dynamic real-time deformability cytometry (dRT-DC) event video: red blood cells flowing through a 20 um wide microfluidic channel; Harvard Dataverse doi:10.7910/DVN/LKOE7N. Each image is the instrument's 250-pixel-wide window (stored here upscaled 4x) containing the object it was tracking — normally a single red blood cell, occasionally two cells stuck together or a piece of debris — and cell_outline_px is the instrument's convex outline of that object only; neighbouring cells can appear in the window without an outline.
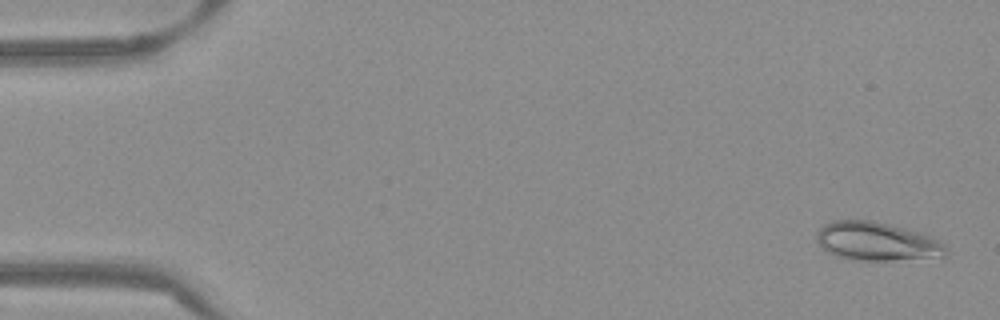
{"species": "Egyptian fruit bat (a non-hibernating species)", "species_latin": "Rousettus aegyptiacus", "temperature_condition": "warm", "stored_images_in_passage": 53, "camera_frame_rate_fps": 3000, "um_per_image_px": 0.085, "frame": {"image": 1, "passage_image": 2, "time_ms": 0.333, "image_size_px": [1000, 320], "cell_outline_px": [[948, 252], [944, 256], [888, 260], [864, 260], [836, 256], [828, 252], [816, 240], [816, 232], [824, 224], [832, 220], [872, 220], [932, 236], [940, 240], [948, 248]], "centroid_in_image_um": [74.52, 20.51], "position_along_channel_um": 10.5, "area_um2": 28.73}}
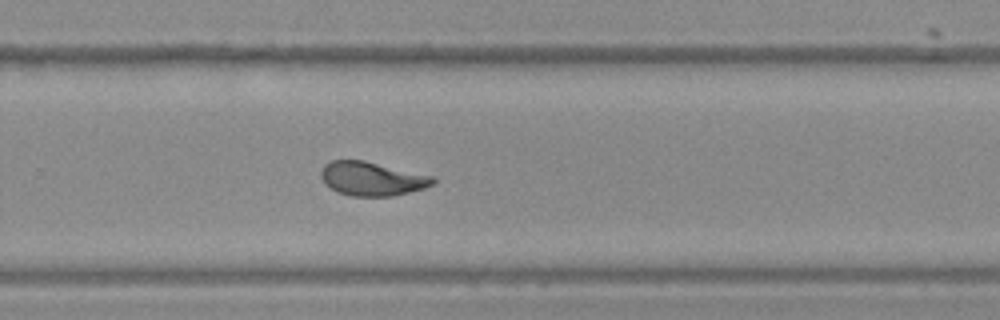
{"frame": {"image": 2, "passage_image": 35, "time_ms": 11.333, "image_size_px": [1000, 320], "cell_outline_px": [[436, 180], [432, 184], [424, 188], [392, 196], [352, 196], [336, 192], [324, 184], [320, 176], [320, 172], [324, 164], [332, 160], [364, 160], [432, 176]], "centroid_in_image_um": [31.56, 15.19], "position_along_channel_um": 298.2, "area_um2": 22.08}}
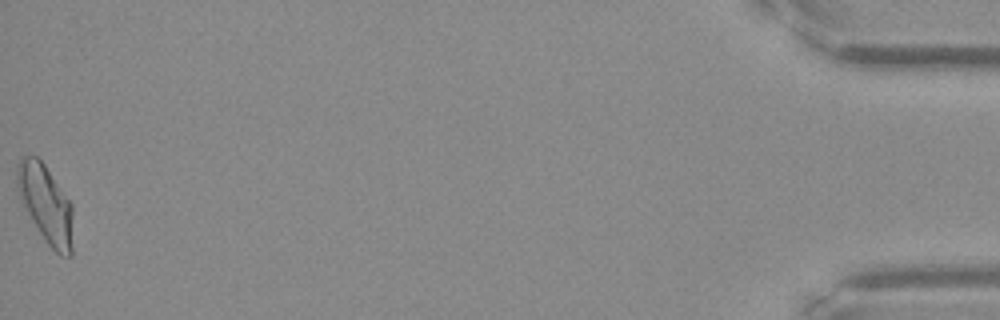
{"frame": {"image": 3, "passage_image": 53, "time_ms": 17.333, "image_size_px": [1000, 320], "cell_outline_px": [[72, 256], [60, 256], [44, 240], [20, 204], [16, 192], [16, 164], [20, 156], [36, 156], [44, 164], [72, 204]], "centroid_in_image_um": [3.83, 17.33], "position_along_channel_um": 431.4, "area_um2": 25.95}, "authors_computed_cell_mechanics": {"area_um2": 22.7154, "velocity_mm_per_s": 3.8518, "shape_relaxation_time_tau1_ms": 4.5913, "shape_relaxation_time_tau2_ms": 1.0394, "deformation_change_tau1": 0.1547, "deformation_change_tau2": 0.0694}}